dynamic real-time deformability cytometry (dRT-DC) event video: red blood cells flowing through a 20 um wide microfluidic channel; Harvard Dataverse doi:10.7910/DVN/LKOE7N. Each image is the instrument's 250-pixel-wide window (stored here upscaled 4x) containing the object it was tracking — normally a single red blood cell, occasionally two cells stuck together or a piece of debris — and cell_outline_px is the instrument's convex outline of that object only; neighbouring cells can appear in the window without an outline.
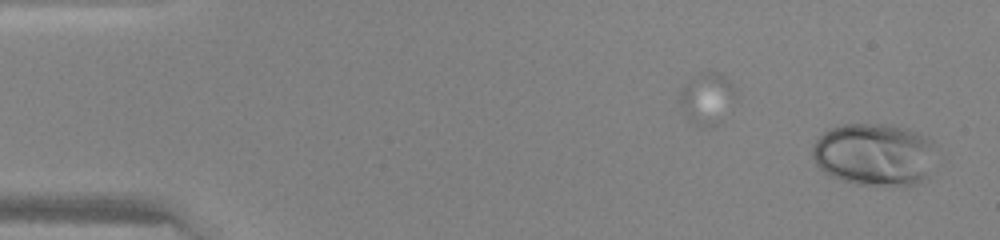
{"species": "human", "species_latin": "Homo sapiens", "temperature_condition": "warm", "stored_images_in_passage": 44, "camera_frame_rate_fps": 3000, "um_per_image_px": 0.085, "donor": {"sex": "female"}, "frame": {"image": 1, "passage_image": 1, "time_ms": 0.0, "image_size_px": [1000, 240], "cell_outline_px": [[936, 144], [924, 176], [916, 184], [856, 184], [832, 176], [820, 168], [816, 164], [812, 156], [812, 148], [816, 140], [828, 128], [844, 124], [892, 124], [908, 128], [920, 132], [932, 140]], "centroid_in_image_um": [74.27, 13.07], "position_along_channel_um": 10.7, "area_um2": 44.51}}
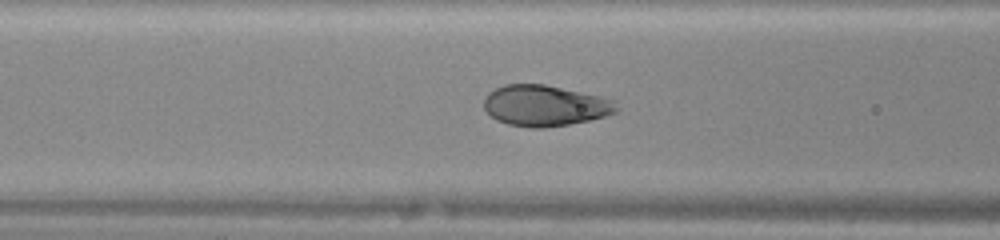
{"frame": {"image": 2, "passage_image": 18, "time_ms": 5.667, "image_size_px": [1000, 240], "cell_outline_px": [[620, 108], [616, 112], [604, 116], [588, 120], [568, 124], [544, 128], [532, 128], [508, 124], [496, 120], [484, 108], [484, 100], [488, 92], [504, 84], [544, 84], [600, 96], [612, 100]], "centroid_in_image_um": [46.3, 8.98], "position_along_channel_um": 120.3, "area_um2": 31.44}}
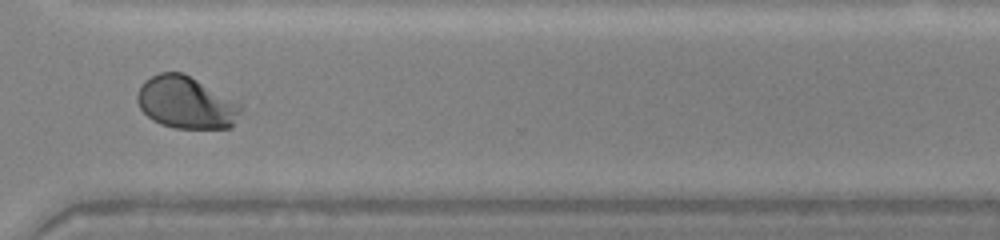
{"frame": {"image": 3, "passage_image": 34, "time_ms": 11.0, "image_size_px": [1000, 240], "cell_outline_px": [[244, 108], [232, 128], [176, 128], [160, 124], [152, 120], [140, 108], [136, 100], [136, 96], [144, 80], [160, 72], [180, 72], [196, 80], [240, 104]], "centroid_in_image_um": [15.8, 8.74], "position_along_channel_um": 354.8, "area_um2": 31.15}}